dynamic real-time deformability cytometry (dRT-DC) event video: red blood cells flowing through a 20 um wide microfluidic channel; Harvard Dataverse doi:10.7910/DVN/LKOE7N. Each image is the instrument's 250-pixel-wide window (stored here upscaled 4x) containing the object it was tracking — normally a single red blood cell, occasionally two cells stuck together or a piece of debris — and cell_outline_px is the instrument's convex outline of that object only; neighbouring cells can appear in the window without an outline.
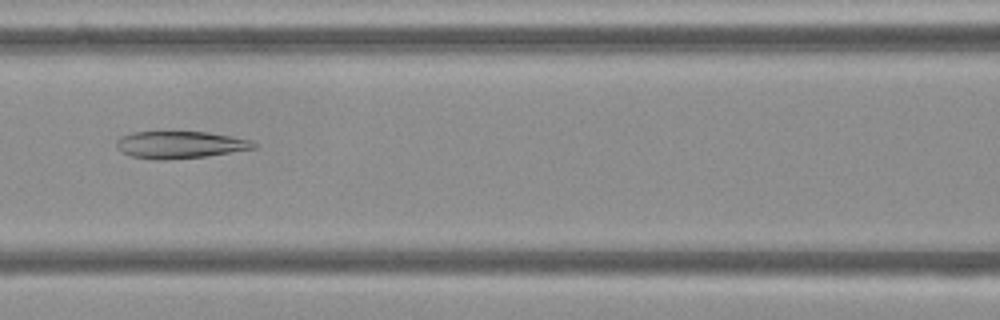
{"species": "Egyptian fruit bat (a non-hibernating species)", "species_latin": "Rousettus aegyptiacus", "temperature_condition": "cold", "stored_images_in_passage": 54, "camera_frame_rate_fps": 3000, "um_per_image_px": 0.085, "frame": {"image": 1, "passage_image": 23, "time_ms": 7.333, "image_size_px": [1000, 320], "cell_outline_px": [[256, 148], [204, 156], [168, 160], [156, 160], [132, 156], [120, 152], [116, 148], [116, 140], [120, 136], [132, 132], [208, 132], [232, 136], [252, 140], [256, 144]], "centroid_in_image_um": [15.26, 12.3], "position_along_channel_um": 151.3, "area_um2": 21.79}}
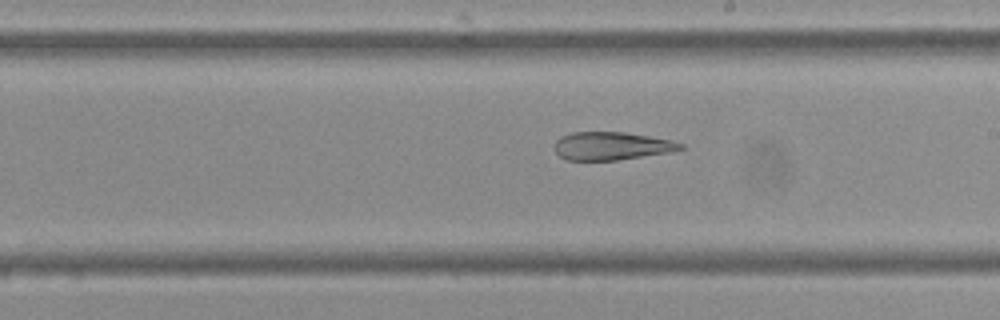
{"frame": {"image": 2, "passage_image": 30, "time_ms": 9.667, "image_size_px": [1000, 320], "cell_outline_px": [[684, 148], [672, 152], [616, 160], [568, 160], [560, 156], [552, 148], [552, 144], [560, 136], [572, 132], [624, 132], [672, 140], [684, 144]], "centroid_in_image_um": [51.95, 12.4], "position_along_channel_um": 237.0, "area_um2": 20.75}}
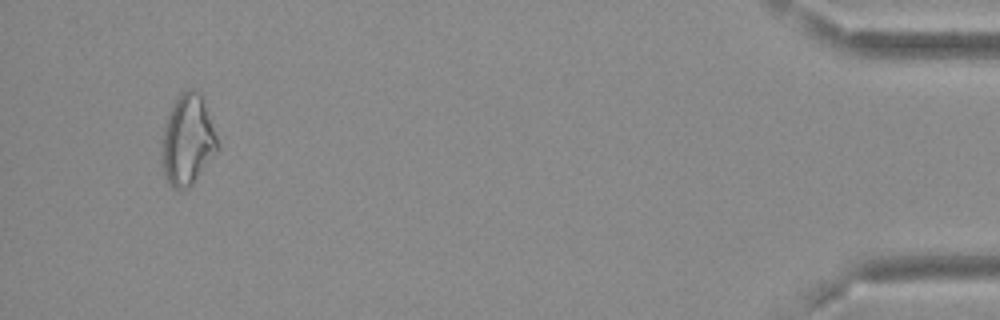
{"frame": {"image": 3, "passage_image": 51, "time_ms": 16.667, "image_size_px": [1000, 320], "cell_outline_px": [[220, 148], [192, 184], [188, 188], [172, 188], [164, 176], [160, 164], [164, 124], [180, 92], [188, 88], [192, 88], [200, 92], [216, 136]], "centroid_in_image_um": [15.92, 11.93], "position_along_channel_um": 419.3, "area_um2": 29.25}, "authors_computed_cell_mechanics": {"area_um2": 26.7903, "velocity_mm_per_s": 3.6824, "shape_relaxation_time_tau1_ms": null, "shape_relaxation_time_tau2_ms": 8.5704, "deformation_change_tau1": null, "deformation_change_tau2": 0.1858}}